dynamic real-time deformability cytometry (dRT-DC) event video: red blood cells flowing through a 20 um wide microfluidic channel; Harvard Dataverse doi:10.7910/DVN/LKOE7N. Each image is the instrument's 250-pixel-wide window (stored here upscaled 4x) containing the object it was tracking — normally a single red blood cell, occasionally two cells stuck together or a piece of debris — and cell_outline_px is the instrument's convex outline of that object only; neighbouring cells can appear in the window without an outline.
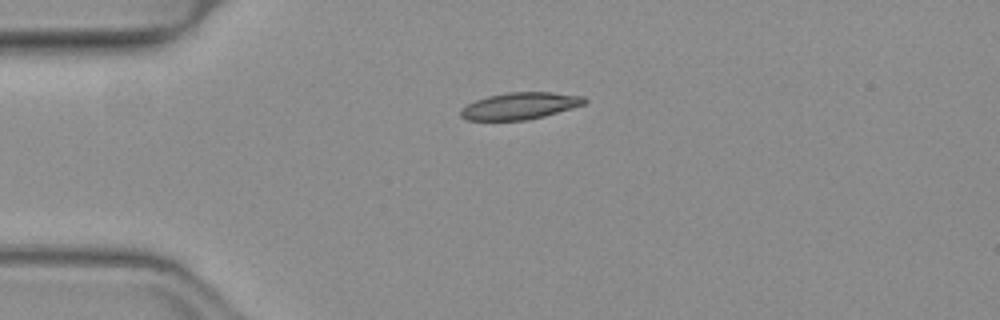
{"species": "common noctule bat (a hibernating species)", "species_latin": "Nyctalus noctula", "temperature_condition": "warm", "stored_images_in_passage": 40, "camera_frame_rate_fps": 3000, "um_per_image_px": 0.085, "animal": {"sex": "female", "body_mass_g": 19.3, "forearm_length_mm": 54.1}, "frame": {"image": 1, "passage_image": 1, "time_ms": 0.0, "image_size_px": [1000, 320], "cell_outline_px": [[588, 100], [584, 104], [572, 108], [544, 116], [528, 120], [468, 120], [460, 116], [460, 108], [476, 100], [488, 96], [508, 92], [552, 92], [584, 96]], "centroid_in_image_um": [44.2, 9.0], "position_along_channel_um": 40.8, "area_um2": 19.36}}
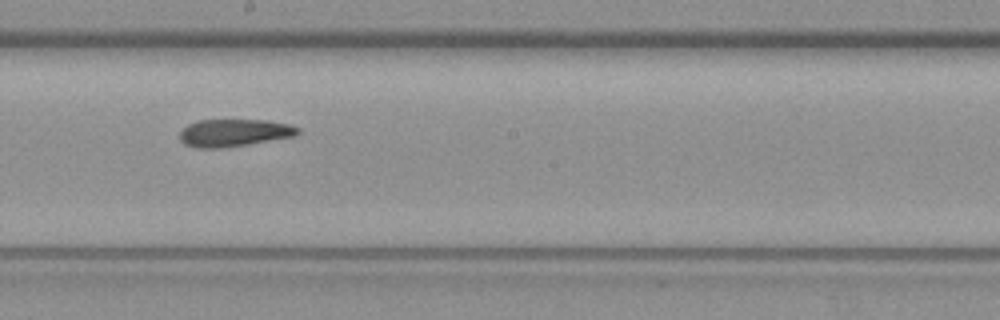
{"frame": {"image": 2, "passage_image": 17, "time_ms": 5.333, "image_size_px": [1000, 320], "cell_outline_px": [[300, 132], [296, 136], [248, 144], [220, 148], [196, 148], [184, 144], [180, 140], [180, 132], [188, 124], [200, 120], [268, 120], [288, 124], [300, 128]], "centroid_in_image_um": [19.91, 11.29], "position_along_channel_um": 228.3, "area_um2": 18.9}}
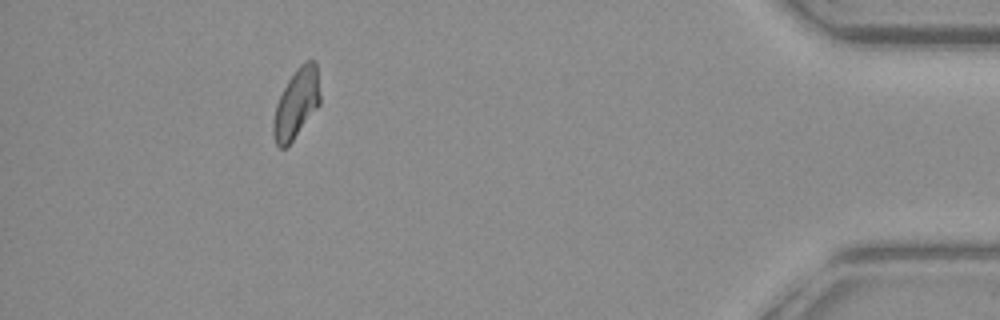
{"frame": {"image": 3, "passage_image": 35, "time_ms": 11.333, "image_size_px": [1000, 320], "cell_outline_px": [[320, 104], [288, 148], [280, 148], [276, 144], [272, 136], [272, 124], [276, 104], [288, 80], [296, 68], [304, 60], [316, 60], [320, 96]], "centroid_in_image_um": [25.18, 8.83], "position_along_channel_um": 410.0, "area_um2": 19.25}}